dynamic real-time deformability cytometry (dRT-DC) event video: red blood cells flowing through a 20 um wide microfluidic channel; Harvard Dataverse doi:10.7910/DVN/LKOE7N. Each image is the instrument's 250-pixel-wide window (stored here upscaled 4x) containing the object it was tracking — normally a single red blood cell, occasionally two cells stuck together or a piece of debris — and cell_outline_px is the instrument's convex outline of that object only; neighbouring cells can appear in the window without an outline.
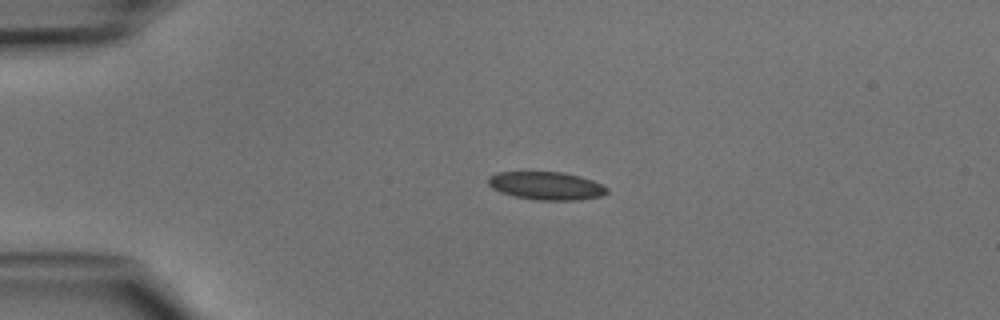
{"species": "common noctule bat (a hibernating species)", "species_latin": "Nyctalus noctula", "temperature_condition": "cold", "stored_images_in_passage": 3, "camera_frame_rate_fps": 3000, "um_per_image_px": 0.085, "animal": {"sex": "male", "body_mass_g": 15.6}, "frame": {"image": 1, "passage_image": 1, "time_ms": 0.0, "image_size_px": [1000, 320], "cell_outline_px": [[608, 192], [600, 196], [572, 200], [536, 200], [516, 196], [500, 192], [492, 188], [488, 184], [488, 176], [496, 172], [564, 172], [580, 176], [592, 180], [608, 188]], "centroid_in_image_um": [46.4, 15.78], "position_along_channel_um": 38.6, "area_um2": 19.31}}